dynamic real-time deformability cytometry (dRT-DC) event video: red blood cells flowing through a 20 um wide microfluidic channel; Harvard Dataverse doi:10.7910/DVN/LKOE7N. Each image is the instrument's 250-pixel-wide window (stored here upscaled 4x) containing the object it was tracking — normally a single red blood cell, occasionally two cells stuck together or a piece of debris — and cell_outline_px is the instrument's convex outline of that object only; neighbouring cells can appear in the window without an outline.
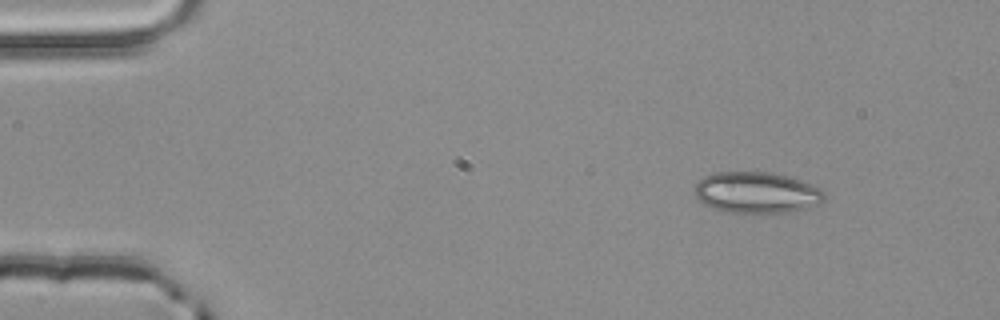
{"species": "common noctule bat (a hibernating species)", "species_latin": "Nyctalus noctula", "temperature_condition": "room temperature", "stored_images_in_passage": 3, "camera_frame_rate_fps": 3000, "um_per_image_px": 0.085, "animal": {"sex": "male", "body_mass_g": 20.4}, "frame": {"image": 1, "passage_image": 1, "time_ms": 0.0, "image_size_px": [1000, 320], "cell_outline_px": [[828, 196], [824, 200], [792, 212], [724, 212], [712, 208], [704, 204], [696, 196], [696, 184], [704, 176], [716, 172], [768, 172], [788, 176], [812, 184], [820, 188]], "centroid_in_image_um": [64.31, 16.36], "position_along_channel_um": 20.7, "area_um2": 30.87}}
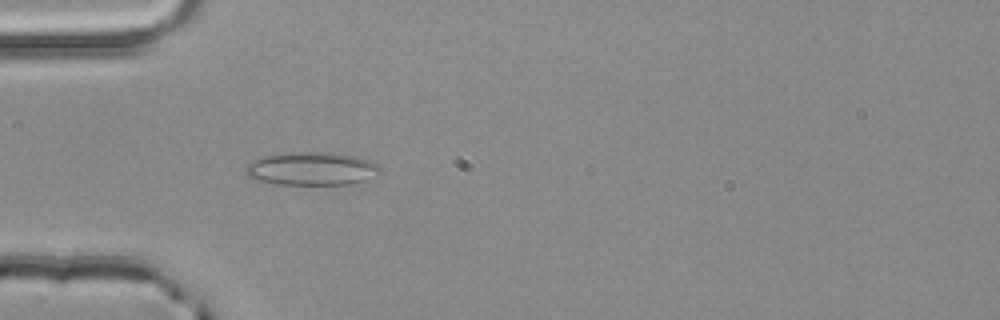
{"frame": {"image": 2, "passage_image": 3, "time_ms": 0.667, "image_size_px": [1000, 320], "cell_outline_px": [[384, 172], [364, 180], [352, 184], [276, 184], [252, 180], [248, 176], [244, 168], [248, 164], [264, 156], [288, 152], [332, 152], [356, 156], [368, 160], [376, 164]], "centroid_in_image_um": [26.49, 14.34], "position_along_channel_um": 58.5, "area_um2": 26.13}}